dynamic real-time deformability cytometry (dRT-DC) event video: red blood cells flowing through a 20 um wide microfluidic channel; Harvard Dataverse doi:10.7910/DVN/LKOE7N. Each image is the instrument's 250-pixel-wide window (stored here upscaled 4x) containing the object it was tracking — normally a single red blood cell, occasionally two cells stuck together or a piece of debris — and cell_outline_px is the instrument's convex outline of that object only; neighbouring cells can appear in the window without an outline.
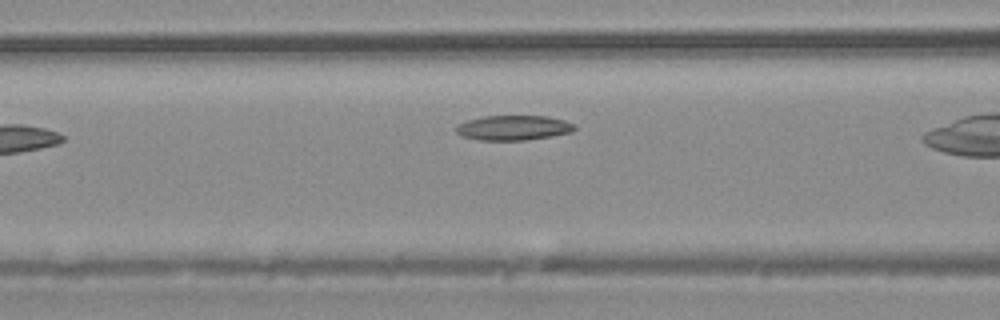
{"species": "common noctule bat (a hibernating species)", "species_latin": "Nyctalus noctula", "temperature_condition": "warm", "stored_images_in_passage": 5, "segment_of_instrument_passage": [1, 2], "camera_frame_rate_fps": 3000, "um_per_image_px": 0.085, "animal": {"sex": "male", "body_mass_g": 20.4}, "frame": {"image": 1, "passage_image": 3, "time_ms": 2.333, "image_size_px": [1000, 320], "cell_outline_px": [[576, 128], [572, 132], [552, 136], [524, 140], [480, 140], [464, 136], [456, 132], [456, 128], [460, 124], [468, 120], [484, 116], [548, 116], [564, 120], [576, 124]], "centroid_in_image_um": [43.7, 10.86], "position_along_channel_um": 122.9, "area_um2": 17.05}}